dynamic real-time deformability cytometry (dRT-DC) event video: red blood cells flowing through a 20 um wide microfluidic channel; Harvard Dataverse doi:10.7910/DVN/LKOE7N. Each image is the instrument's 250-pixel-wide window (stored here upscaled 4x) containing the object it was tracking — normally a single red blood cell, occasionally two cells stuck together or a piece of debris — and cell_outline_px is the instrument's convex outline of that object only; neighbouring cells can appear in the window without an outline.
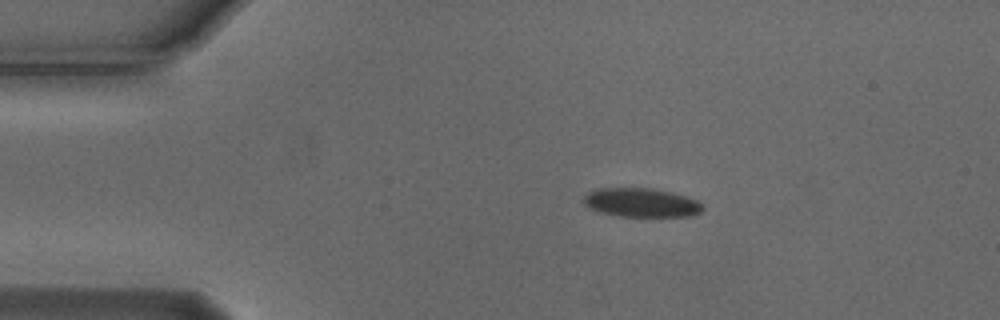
{"species": "Egyptian fruit bat (a non-hibernating species)", "species_latin": "Rousettus aegyptiacus", "temperature_condition": "cold", "stored_images_in_passage": 46, "camera_frame_rate_fps": 3000, "um_per_image_px": 0.085, "animal": {"sex": "male"}, "frame": {"image": 1, "passage_image": 1, "time_ms": 0.0, "image_size_px": [1000, 320], "cell_outline_px": [[704, 208], [700, 212], [688, 216], [616, 216], [596, 212], [588, 208], [584, 204], [584, 196], [588, 192], [600, 188], [648, 188], [668, 192], [684, 196], [696, 200]], "centroid_in_image_um": [54.43, 17.23], "position_along_channel_um": 30.6, "area_um2": 19.88}}
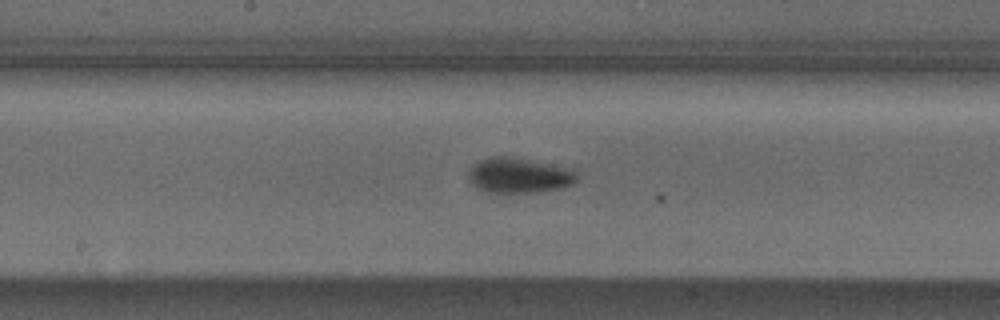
{"frame": {"image": 2, "passage_image": 19, "time_ms": 6.0, "image_size_px": [1000, 320], "cell_outline_px": [[576, 180], [572, 184], [560, 188], [536, 192], [488, 192], [476, 188], [468, 180], [468, 172], [472, 164], [480, 160], [492, 156], [504, 156], [572, 168], [576, 172]], "centroid_in_image_um": [44.07, 14.91], "position_along_channel_um": 204.1, "area_um2": 22.08}}
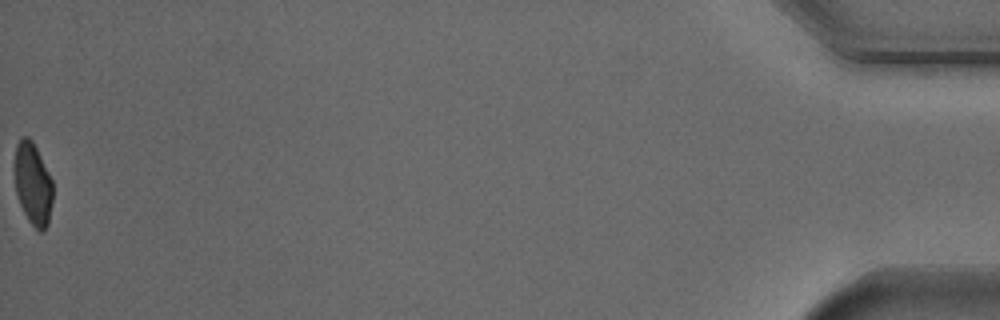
{"frame": {"image": 3, "passage_image": 46, "time_ms": 15.0, "image_size_px": [1000, 320], "cell_outline_px": [[52, 200], [48, 224], [44, 232], [40, 232], [28, 220], [20, 204], [16, 192], [16, 144], [20, 136], [28, 136], [32, 140], [52, 180]], "centroid_in_image_um": [2.81, 15.64], "position_along_channel_um": 432.4, "area_um2": 17.98}, "authors_computed_cell_mechanics": {"area_um2": 21.1259, "velocity_mm_per_s": 3.7206, "shape_relaxation_time_tau1_ms": 3.942, "shape_relaxation_time_tau2_ms": null, "deformation_change_tau1": 0.125, "deformation_change_tau2": null}}